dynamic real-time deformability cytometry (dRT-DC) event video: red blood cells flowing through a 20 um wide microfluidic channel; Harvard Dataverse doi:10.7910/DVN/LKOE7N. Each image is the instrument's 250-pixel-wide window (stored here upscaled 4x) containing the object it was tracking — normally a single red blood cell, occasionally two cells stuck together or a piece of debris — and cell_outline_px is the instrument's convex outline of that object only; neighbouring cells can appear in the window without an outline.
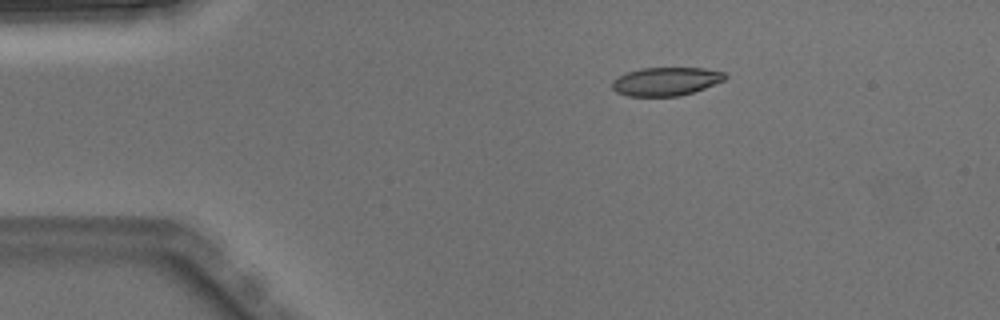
{"species": "Egyptian fruit bat (a non-hibernating species)", "species_latin": "Rousettus aegyptiacus", "temperature_condition": "warm", "stored_images_in_passage": 3, "camera_frame_rate_fps": 3000, "um_per_image_px": 0.085, "animal": {"sex": "male"}, "frame": {"image": 1, "passage_image": 1, "time_ms": 0.0, "image_size_px": [1000, 320], "cell_outline_px": [[728, 76], [724, 80], [704, 88], [680, 96], [628, 96], [616, 92], [612, 88], [612, 80], [628, 72], [640, 68], [704, 68], [724, 72]], "centroid_in_image_um": [56.6, 6.92], "position_along_channel_um": 28.4, "area_um2": 18.61}}